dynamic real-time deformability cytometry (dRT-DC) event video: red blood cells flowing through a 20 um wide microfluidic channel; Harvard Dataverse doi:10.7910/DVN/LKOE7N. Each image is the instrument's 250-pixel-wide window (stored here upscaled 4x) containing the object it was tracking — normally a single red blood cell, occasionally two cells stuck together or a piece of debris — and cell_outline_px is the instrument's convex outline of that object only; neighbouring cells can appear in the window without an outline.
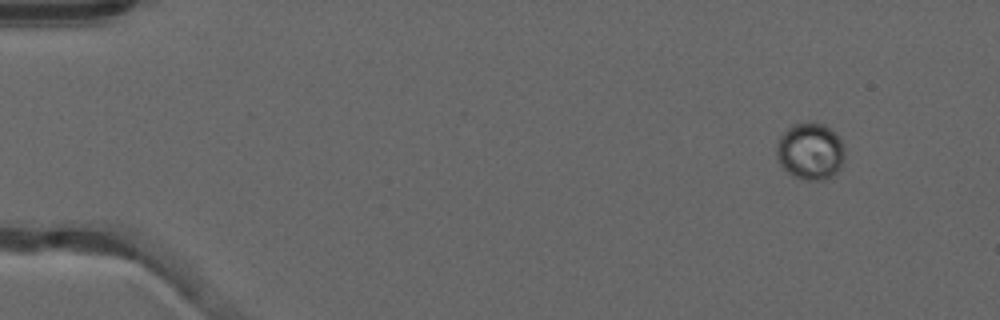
{"species": "common noctule bat (a hibernating species)", "species_latin": "Nyctalus noctula", "temperature_condition": "warm", "stored_images_in_passage": 47, "camera_frame_rate_fps": 3000, "um_per_image_px": 0.085, "animal": {"sex": "male", "forearm_length_mm": 52.5}, "frame": {"image": 1, "passage_image": 5, "time_ms": 1.333, "image_size_px": [1000, 320], "cell_outline_px": [[844, 160], [840, 168], [832, 176], [824, 180], [804, 180], [792, 176], [780, 164], [776, 156], [776, 144], [780, 136], [792, 124], [808, 120], [824, 124], [836, 132], [840, 140], [844, 152]], "centroid_in_image_um": [68.86, 12.84], "position_along_channel_um": 16.1, "area_um2": 23.0}}
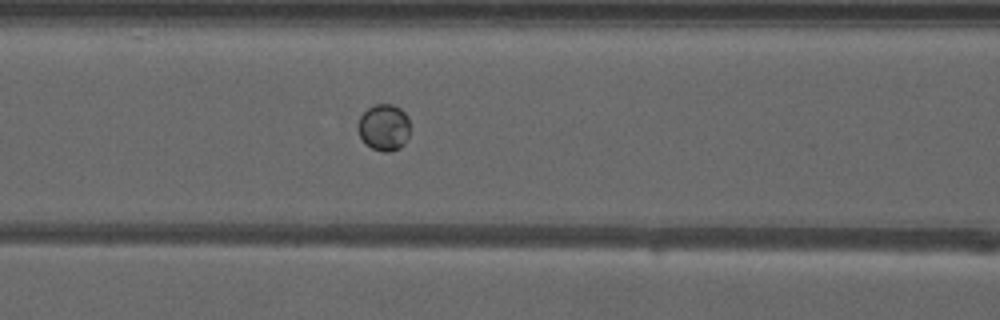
{"frame": {"image": 2, "passage_image": 23, "time_ms": 7.333, "image_size_px": [1000, 320], "cell_outline_px": [[408, 136], [404, 144], [400, 148], [388, 152], [384, 152], [372, 148], [364, 144], [356, 128], [356, 124], [360, 116], [368, 108], [376, 104], [392, 104], [400, 108], [408, 116]], "centroid_in_image_um": [32.6, 10.83], "position_along_channel_um": 134.0, "area_um2": 14.28}}
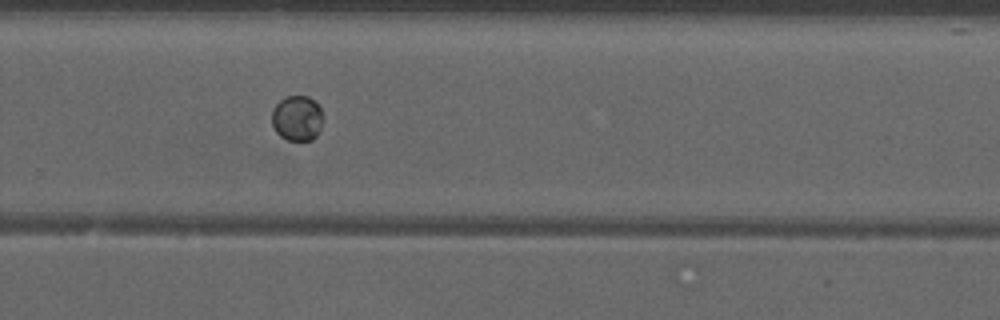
{"frame": {"image": 3, "passage_image": 36, "time_ms": 11.667, "image_size_px": [1000, 320], "cell_outline_px": [[320, 128], [316, 136], [312, 140], [288, 140], [280, 136], [276, 132], [272, 124], [272, 108], [280, 100], [288, 96], [308, 96], [320, 108]], "centroid_in_image_um": [25.2, 10.05], "position_along_channel_um": 304.6, "area_um2": 13.24}}